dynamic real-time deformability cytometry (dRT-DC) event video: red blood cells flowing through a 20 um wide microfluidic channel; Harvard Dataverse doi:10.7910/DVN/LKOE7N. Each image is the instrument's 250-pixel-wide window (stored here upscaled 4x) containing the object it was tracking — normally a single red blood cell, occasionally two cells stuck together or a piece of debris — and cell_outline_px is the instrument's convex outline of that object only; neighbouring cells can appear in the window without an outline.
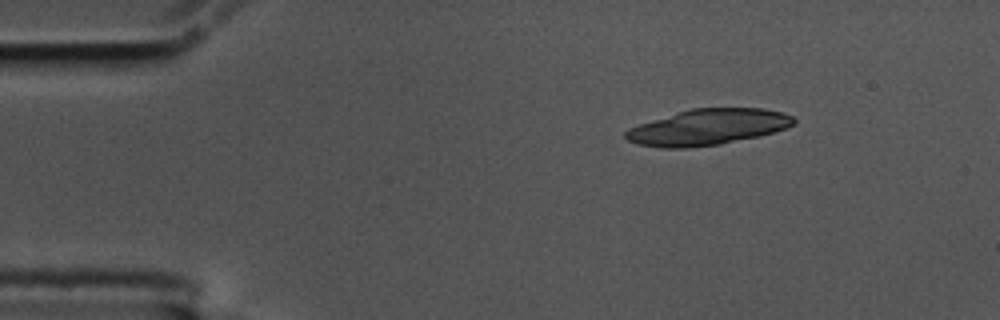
{"species": "common noctule bat (a hibernating species)", "species_latin": "Nyctalus noctula", "temperature_condition": "cold", "stored_images_in_passage": 10, "camera_frame_rate_fps": 3000, "um_per_image_px": 0.085, "animal": {"sex": "male", "body_mass_g": 17.5, "forearm_length_mm": 52.3}, "frame": {"image": 1, "passage_image": 2, "time_ms": 0.333, "image_size_px": [1000, 320], "cell_outline_px": [[796, 124], [760, 136], [720, 144], [688, 148], [664, 148], [636, 144], [628, 140], [624, 136], [624, 132], [628, 128], [652, 120], [692, 108], [764, 108], [784, 112], [792, 116], [796, 120]], "centroid_in_image_um": [60.18, 10.81], "position_along_channel_um": 24.8, "area_um2": 35.14}}
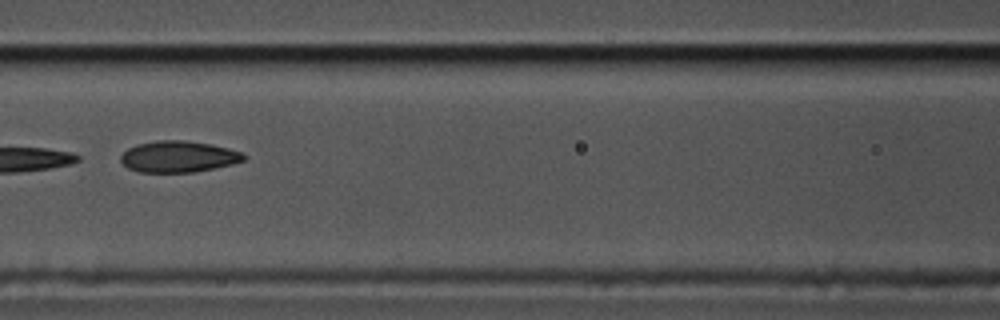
{"frame": {"image": 2, "passage_image": 7, "time_ms": 2.0, "image_size_px": [1000, 320], "cell_outline_px": [[248, 156], [244, 160], [232, 164], [192, 172], [140, 172], [128, 168], [120, 160], [120, 156], [128, 148], [136, 144], [156, 140], [184, 140], [212, 144], [228, 148], [240, 152]], "centroid_in_image_um": [15.15, 13.3], "position_along_channel_um": 151.4, "area_um2": 22.43}}
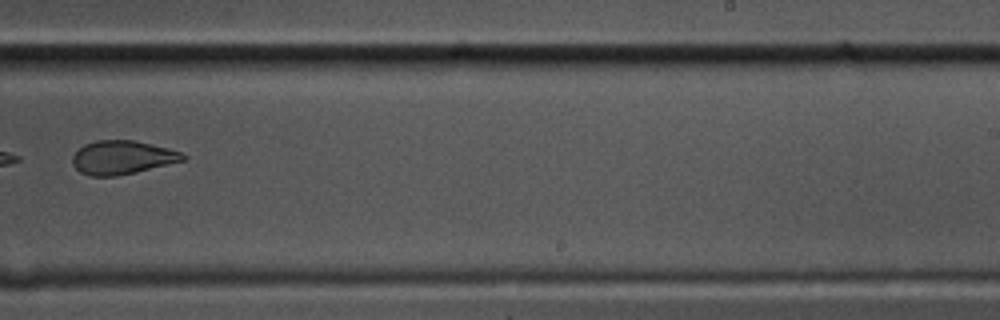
{"frame": {"image": 3, "passage_image": 10, "time_ms": 3.0, "image_size_px": [1000, 320], "cell_outline_px": [[188, 156], [184, 160], [136, 172], [116, 176], [88, 176], [80, 172], [72, 164], [72, 156], [84, 144], [96, 140], [136, 140], [168, 148], [180, 152]], "centroid_in_image_um": [10.37, 13.38], "position_along_channel_um": 278.6, "area_um2": 21.68}}